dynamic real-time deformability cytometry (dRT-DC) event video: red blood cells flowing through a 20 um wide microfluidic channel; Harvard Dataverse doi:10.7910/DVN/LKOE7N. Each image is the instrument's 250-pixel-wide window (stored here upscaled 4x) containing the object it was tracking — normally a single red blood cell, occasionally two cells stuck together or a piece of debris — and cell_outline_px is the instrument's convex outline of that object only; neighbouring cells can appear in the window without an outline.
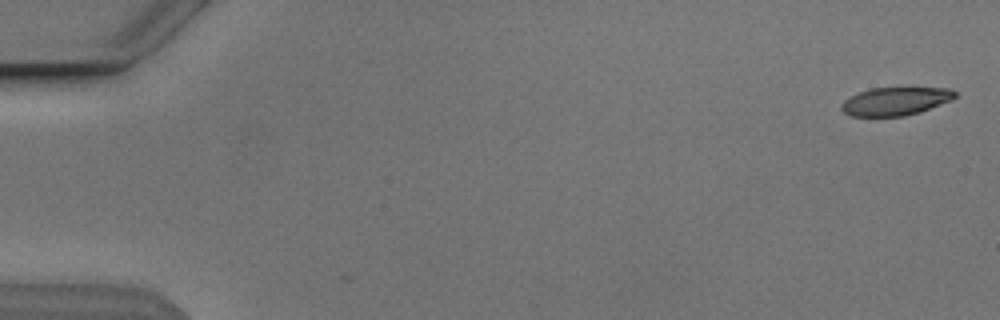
{"species": "Egyptian fruit bat (a non-hibernating species)", "species_latin": "Rousettus aegyptiacus", "temperature_condition": "cold", "stored_images_in_passage": 2, "camera_frame_rate_fps": 3000, "um_per_image_px": 0.085, "animal": {"sex": "male"}, "frame": {"image": 1, "passage_image": 2, "time_ms": 0.333, "image_size_px": [1000, 320], "cell_outline_px": [[956, 96], [952, 100], [920, 112], [904, 116], [852, 116], [844, 112], [840, 108], [840, 104], [844, 100], [860, 92], [872, 88], [952, 88], [956, 92]], "centroid_in_image_um": [76.13, 8.61], "position_along_channel_um": 8.9, "area_um2": 18.55}}